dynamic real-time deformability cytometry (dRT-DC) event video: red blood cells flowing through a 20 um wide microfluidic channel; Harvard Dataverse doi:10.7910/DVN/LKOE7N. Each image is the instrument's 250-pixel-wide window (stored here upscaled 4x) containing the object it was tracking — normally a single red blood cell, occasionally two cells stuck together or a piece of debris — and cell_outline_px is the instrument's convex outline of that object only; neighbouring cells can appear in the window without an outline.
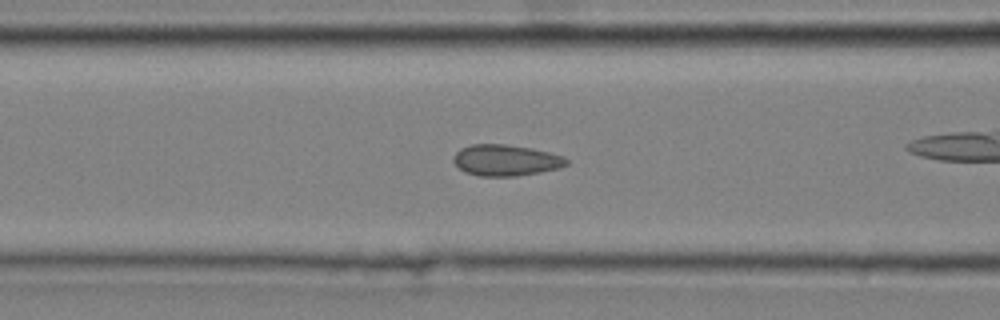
{"species": "common noctule bat (a hibernating species)", "species_latin": "Nyctalus noctula", "temperature_condition": "cold", "stored_images_in_passage": 42, "camera_frame_rate_fps": 3000, "um_per_image_px": 0.085, "animal": {"sex": "male", "body_mass_g": 20.4}, "frame": {"image": 1, "passage_image": 21, "time_ms": 6.667, "image_size_px": [1000, 320], "cell_outline_px": [[568, 164], [560, 168], [540, 172], [516, 176], [480, 176], [464, 172], [452, 160], [452, 156], [460, 148], [472, 144], [504, 144], [532, 148], [564, 156], [568, 160]], "centroid_in_image_um": [42.98, 13.62], "position_along_channel_um": 123.6, "area_um2": 20.63}}
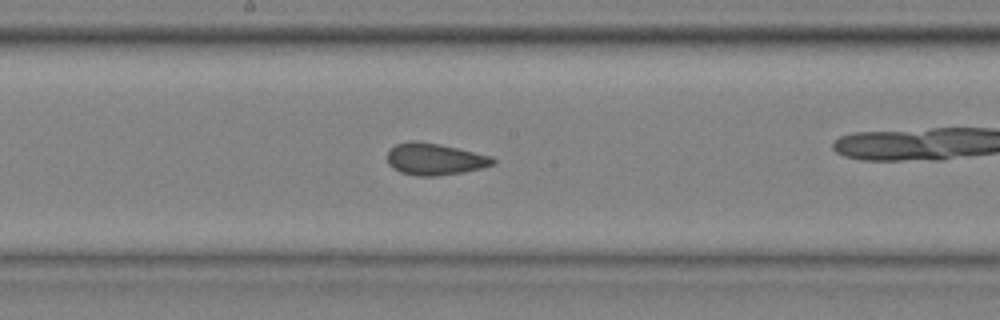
{"frame": {"image": 2, "passage_image": 28, "time_ms": 9.0, "image_size_px": [1000, 320], "cell_outline_px": [[496, 164], [464, 172], [436, 176], [416, 176], [400, 172], [392, 168], [388, 164], [388, 152], [396, 144], [408, 140], [416, 140], [440, 144], [492, 156], [496, 160]], "centroid_in_image_um": [36.95, 13.52], "position_along_channel_um": 211.2, "area_um2": 19.71}}
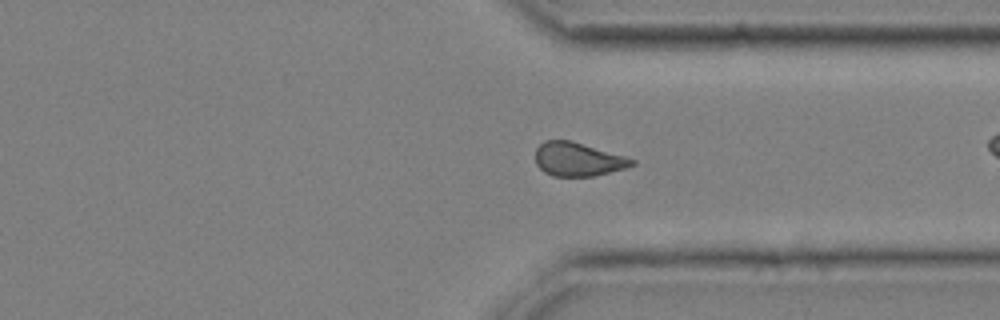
{"frame": {"image": 3, "passage_image": 40, "time_ms": 13.0, "image_size_px": [1000, 320], "cell_outline_px": [[636, 164], [624, 168], [592, 176], [552, 176], [544, 172], [536, 164], [536, 148], [544, 140], [572, 140], [624, 156], [636, 160]], "centroid_in_image_um": [49.1, 13.53], "position_along_channel_um": 362.3, "area_um2": 18.84}}